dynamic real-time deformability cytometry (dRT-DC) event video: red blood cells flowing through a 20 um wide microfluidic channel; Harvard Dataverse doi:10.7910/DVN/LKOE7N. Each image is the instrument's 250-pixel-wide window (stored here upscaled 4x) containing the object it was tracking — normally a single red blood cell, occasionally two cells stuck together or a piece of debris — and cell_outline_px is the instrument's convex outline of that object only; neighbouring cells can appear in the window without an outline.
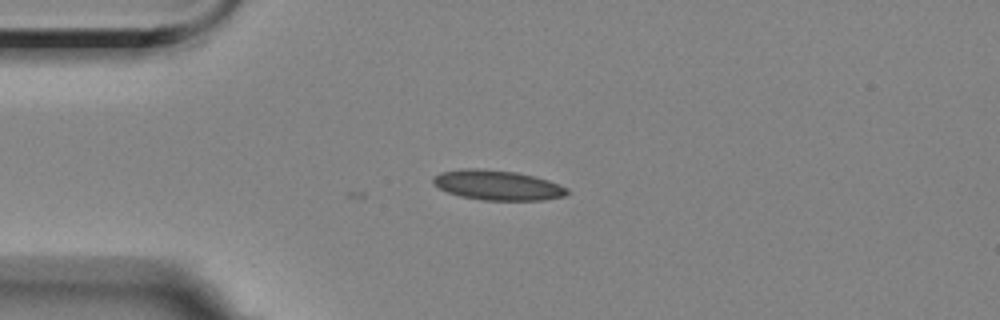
{"species": "Egyptian fruit bat (a non-hibernating species)", "species_latin": "Rousettus aegyptiacus", "temperature_condition": "room temperature", "stored_images_in_passage": 3, "camera_frame_rate_fps": 3000, "um_per_image_px": 0.085, "animal": {"sex": "female"}, "frame": {"image": 1, "passage_image": 1, "time_ms": 0.0, "image_size_px": [1000, 320], "cell_outline_px": [[568, 192], [564, 196], [544, 200], [484, 200], [460, 196], [448, 192], [432, 184], [432, 176], [440, 172], [460, 168], [480, 168], [516, 172], [548, 180], [568, 188]], "centroid_in_image_um": [42.24, 15.73], "position_along_channel_um": 42.8, "area_um2": 23.41}}